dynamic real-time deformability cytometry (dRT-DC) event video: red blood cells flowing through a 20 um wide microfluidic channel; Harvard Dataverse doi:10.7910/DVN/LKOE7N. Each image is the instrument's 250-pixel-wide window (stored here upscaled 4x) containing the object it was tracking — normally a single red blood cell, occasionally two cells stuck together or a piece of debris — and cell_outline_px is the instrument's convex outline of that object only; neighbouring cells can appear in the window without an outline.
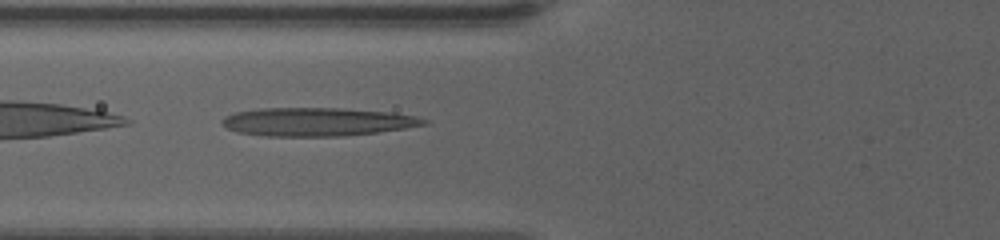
{"species": "human", "species_latin": "Homo sapiens", "temperature_condition": "warm", "stored_images_in_passage": 38, "camera_frame_rate_fps": 3000, "um_per_image_px": 0.085, "donor": {"sex": "female"}, "frame": {"image": 1, "passage_image": 4, "time_ms": 1.0, "image_size_px": [1000, 240], "cell_outline_px": [[428, 124], [404, 128], [376, 132], [344, 136], [268, 136], [236, 132], [228, 128], [220, 120], [224, 116], [236, 112], [260, 108], [336, 108], [388, 112], [416, 116], [428, 120]], "centroid_in_image_um": [26.94, 10.35], "position_along_channel_um": 98.9, "area_um2": 33.18}}
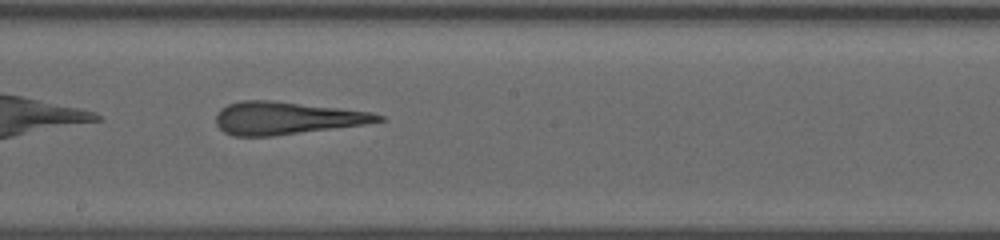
{"frame": {"image": 2, "passage_image": 15, "time_ms": 4.667, "image_size_px": [1000, 240], "cell_outline_px": [[388, 120], [364, 124], [272, 136], [232, 136], [224, 132], [216, 124], [216, 112], [220, 108], [228, 104], [240, 100], [272, 100], [372, 112], [384, 116]], "centroid_in_image_um": [24.32, 10.03], "position_along_channel_um": 223.9, "area_um2": 30.87}}
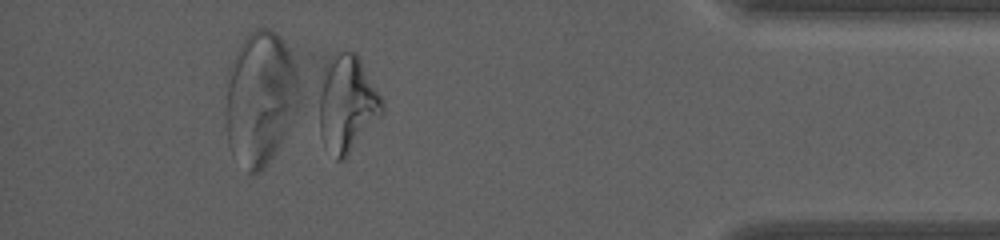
{"frame": {"image": 3, "passage_image": 34, "time_ms": 11.0, "image_size_px": [1000, 240], "cell_outline_px": [[384, 112], [344, 160], [336, 160], [324, 144], [320, 136], [316, 100], [328, 72], [332, 64], [340, 52], [356, 52], [384, 100]], "centroid_in_image_um": [29.52, 8.93], "position_along_channel_um": 405.7, "area_um2": 35.03}}